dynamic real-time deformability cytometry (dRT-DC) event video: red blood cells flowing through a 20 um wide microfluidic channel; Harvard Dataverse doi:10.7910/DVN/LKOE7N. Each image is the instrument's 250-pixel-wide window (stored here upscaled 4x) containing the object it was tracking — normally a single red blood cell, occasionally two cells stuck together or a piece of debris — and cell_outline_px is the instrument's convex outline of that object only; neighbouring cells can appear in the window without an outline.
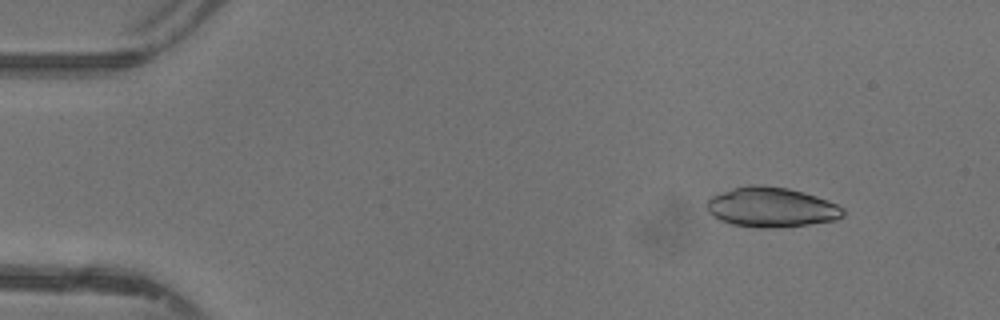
{"species": "common noctule bat (a hibernating species)", "species_latin": "Nyctalus noctula", "temperature_condition": "warm", "stored_images_in_passage": 20, "camera_frame_rate_fps": 3000, "um_per_image_px": 0.085, "animal": {"sex": "female"}, "frame": {"image": 1, "passage_image": 4, "time_ms": 1.0, "image_size_px": [1000, 320], "cell_outline_px": [[844, 216], [836, 220], [780, 228], [756, 228], [732, 224], [720, 220], [708, 212], [704, 204], [712, 196], [732, 188], [748, 184], [760, 184], [788, 188], [804, 192], [828, 200], [844, 208]], "centroid_in_image_um": [65.55, 17.61], "position_along_channel_um": 19.4, "area_um2": 32.02}}
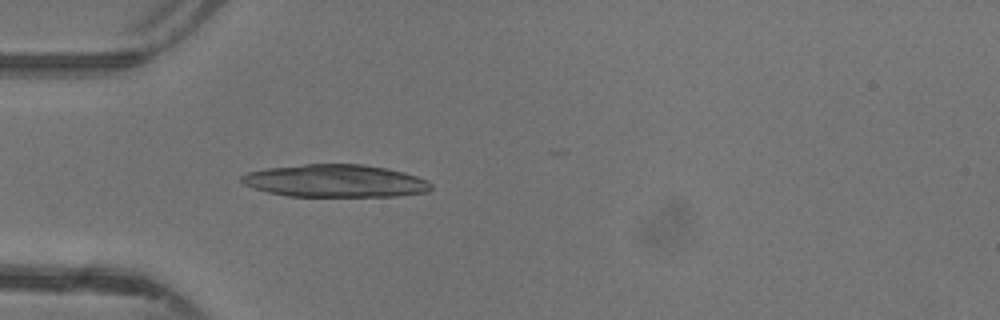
{"frame": {"image": 2, "passage_image": 13, "time_ms": 4.0, "image_size_px": [1000, 320], "cell_outline_px": [[432, 188], [428, 192], [396, 196], [288, 196], [268, 192], [244, 184], [240, 180], [240, 176], [248, 172], [268, 168], [304, 164], [360, 164], [388, 168], [404, 172], [428, 180], [432, 184]], "centroid_in_image_um": [28.53, 15.37], "position_along_channel_um": 56.5, "area_um2": 36.01}}
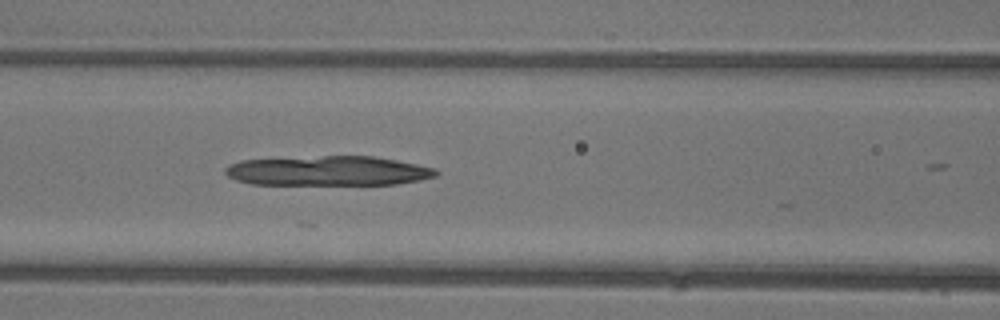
{"frame": {"image": 3, "passage_image": 19, "time_ms": 6.0, "image_size_px": [1000, 320], "cell_outline_px": [[440, 172], [436, 176], [420, 180], [396, 184], [252, 184], [236, 180], [228, 176], [224, 172], [224, 168], [228, 164], [240, 160], [324, 156], [372, 156], [396, 160], [436, 168]], "centroid_in_image_um": [27.88, 14.52], "position_along_channel_um": 138.7, "area_um2": 36.41}}